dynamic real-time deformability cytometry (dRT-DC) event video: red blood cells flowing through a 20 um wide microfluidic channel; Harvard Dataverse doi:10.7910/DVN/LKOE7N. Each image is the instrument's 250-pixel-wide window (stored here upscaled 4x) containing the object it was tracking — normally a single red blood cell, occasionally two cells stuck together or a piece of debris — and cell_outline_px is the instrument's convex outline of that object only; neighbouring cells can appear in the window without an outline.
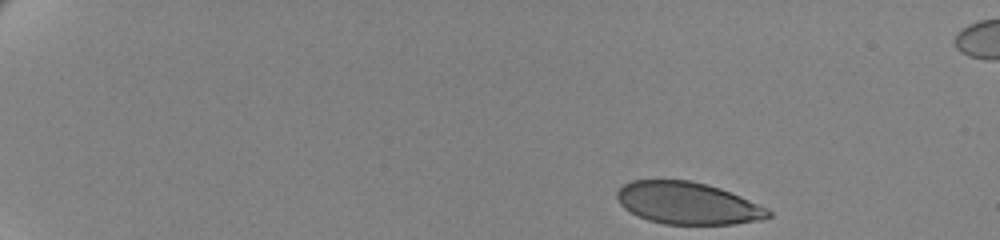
{"species": "human", "species_latin": "Homo sapiens", "temperature_condition": "cold", "stored_images_in_passage": 49, "camera_frame_rate_fps": 3000, "um_per_image_px": 0.085, "donor": {"sex": "female"}, "frame": {"image": 1, "passage_image": 1, "time_ms": 0.0, "image_size_px": [1000, 240], "cell_outline_px": [[772, 216], [764, 220], [732, 224], [664, 224], [648, 220], [624, 208], [620, 204], [616, 196], [616, 192], [624, 184], [632, 180], [688, 180], [708, 184], [720, 188], [740, 196], [768, 208], [772, 212]], "centroid_in_image_um": [58.48, 17.27], "position_along_channel_um": 26.5, "area_um2": 37.17}}
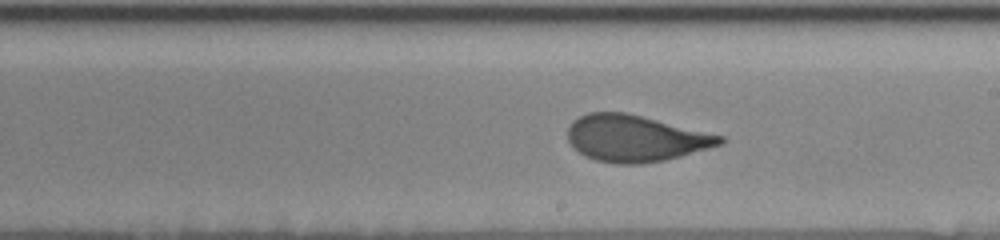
{"frame": {"image": 2, "passage_image": 30, "time_ms": 9.667, "image_size_px": [1000, 240], "cell_outline_px": [[724, 140], [720, 144], [708, 148], [680, 156], [664, 160], [640, 164], [620, 164], [596, 160], [584, 156], [572, 148], [568, 140], [568, 128], [572, 120], [588, 112], [624, 112], [724, 136]], "centroid_in_image_um": [53.94, 11.76], "position_along_channel_um": 235.1, "area_um2": 40.98}}
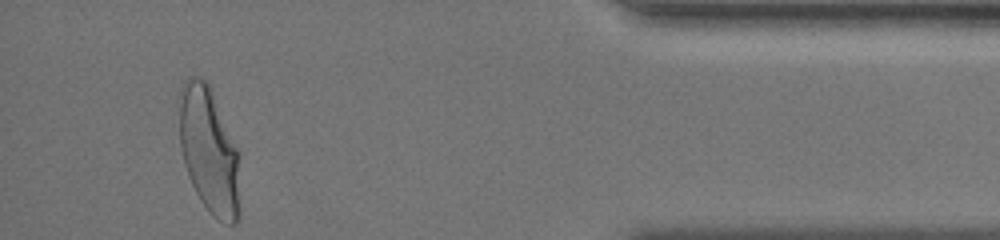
{"frame": {"image": 3, "passage_image": 49, "time_ms": 16.0, "image_size_px": [1000, 240], "cell_outline_px": [[240, 212], [236, 224], [224, 224], [212, 216], [200, 200], [188, 176], [184, 164], [180, 148], [176, 100], [180, 84], [188, 76], [196, 76], [208, 80], [240, 152]], "centroid_in_image_um": [17.76, 12.73], "position_along_channel_um": 417.4, "area_um2": 46.88}, "authors_computed_cell_mechanics": {"area_um2": 41.327, "velocity_mm_per_s": 3.4732, "shape_relaxation_time_tau1_ms": 3.7344, "shape_relaxation_time_tau2_ms": null, "deformation_change_tau1": 0.1585, "deformation_change_tau2": null}}